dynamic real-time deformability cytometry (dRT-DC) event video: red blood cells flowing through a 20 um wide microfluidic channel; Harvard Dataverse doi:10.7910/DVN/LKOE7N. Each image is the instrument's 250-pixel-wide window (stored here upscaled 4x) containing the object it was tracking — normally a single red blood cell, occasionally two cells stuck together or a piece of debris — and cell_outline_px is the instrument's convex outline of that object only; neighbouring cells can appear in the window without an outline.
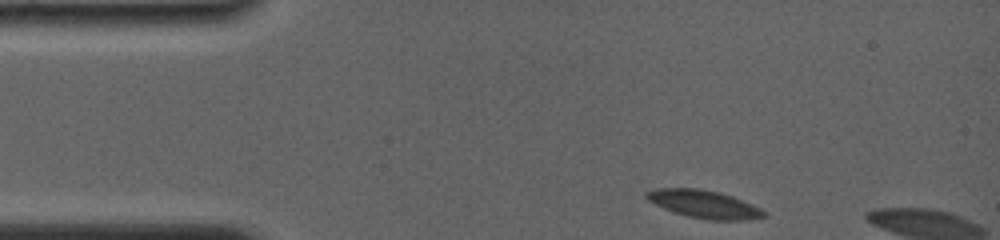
{"species": "common noctule bat (a hibernating species)", "species_latin": "Nyctalus noctula", "temperature_condition": "room temperature", "stored_images_in_passage": 5, "camera_frame_rate_fps": 4000, "um_per_image_px": 0.085, "animal": {"sex": "female", "body_mass_g": 19.0, "forearm_length_mm": 56.7}, "frame": {"image": 1, "passage_image": 1, "time_ms": 0.0, "image_size_px": [1000, 240], "cell_outline_px": [[768, 216], [752, 220], [708, 220], [688, 216], [664, 208], [648, 200], [644, 196], [644, 192], [656, 188], [700, 188], [720, 192], [732, 196], [752, 204], [768, 212]], "centroid_in_image_um": [59.89, 17.35], "position_along_channel_um": 25.1, "area_um2": 19.25}}